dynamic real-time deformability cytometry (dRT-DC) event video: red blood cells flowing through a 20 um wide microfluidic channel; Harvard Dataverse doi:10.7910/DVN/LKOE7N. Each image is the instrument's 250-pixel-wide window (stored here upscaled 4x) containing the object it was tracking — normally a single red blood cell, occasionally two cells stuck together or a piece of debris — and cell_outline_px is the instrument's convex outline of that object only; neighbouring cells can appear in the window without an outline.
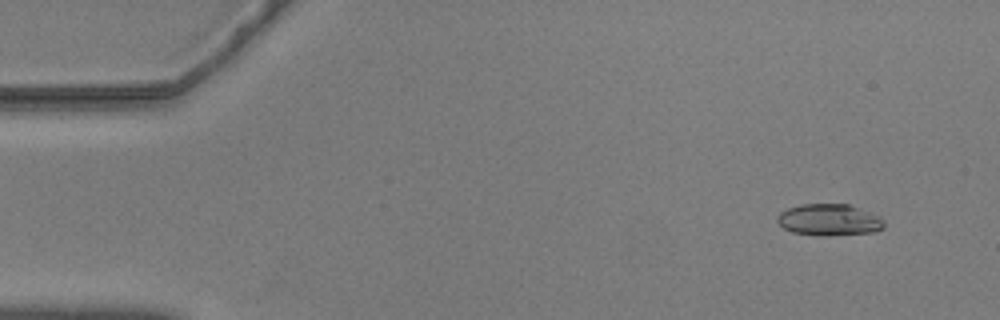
{"species": "common noctule bat (a hibernating species)", "species_latin": "Nyctalus noctula", "temperature_condition": "warm", "stored_images_in_passage": 57, "camera_frame_rate_fps": 3000, "um_per_image_px": 0.085, "animal": {"sex": "male", "body_mass_g": 20.5, "forearm_length_mm": 52.5}, "frame": {"image": 1, "passage_image": 5, "time_ms": 1.333, "image_size_px": [1000, 320], "cell_outline_px": [[884, 228], [876, 232], [828, 236], [816, 236], [792, 232], [784, 228], [776, 220], [776, 216], [780, 212], [788, 208], [800, 204], [848, 204], [860, 208], [880, 216], [884, 220]], "centroid_in_image_um": [70.49, 18.7], "position_along_channel_um": 14.5, "area_um2": 20.0}}
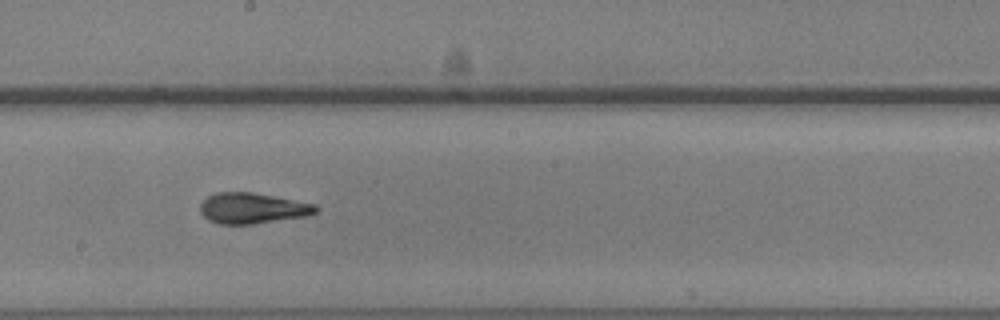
{"frame": {"image": 2, "passage_image": 32, "time_ms": 10.333, "image_size_px": [1000, 320], "cell_outline_px": [[320, 208], [316, 212], [308, 216], [252, 224], [220, 224], [208, 220], [200, 212], [200, 204], [208, 196], [216, 192], [252, 192], [316, 204]], "centroid_in_image_um": [21.47, 17.7], "position_along_channel_um": 226.7, "area_um2": 20.75}}
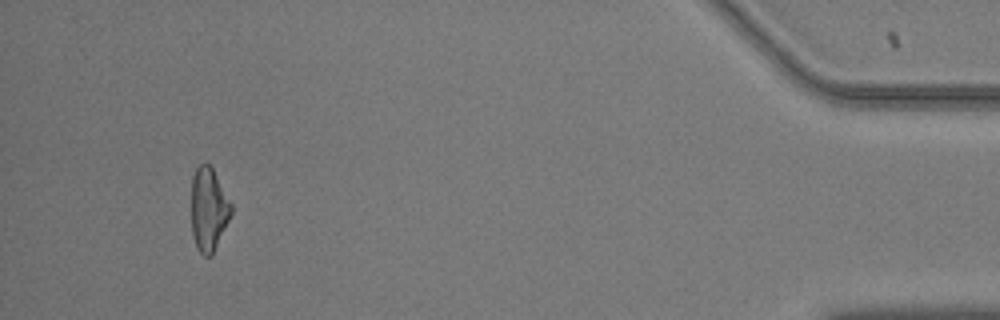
{"frame": {"image": 3, "passage_image": 54, "time_ms": 17.667, "image_size_px": [1000, 320], "cell_outline_px": [[232, 212], [212, 256], [204, 256], [196, 248], [192, 236], [192, 176], [196, 168], [200, 164], [208, 164], [212, 168], [232, 204]], "centroid_in_image_um": [17.72, 17.82], "position_along_channel_um": 417.5, "area_um2": 19.25}, "authors_computed_cell_mechanics": {"area_um2": 19.9988, "velocity_mm_per_s": 3.5709, "shape_relaxation_time_tau1_ms": 3.1498, "shape_relaxation_time_tau2_ms": 2.0515, "deformation_change_tau1": 0.1441, "deformation_change_tau2": 0.1084}}